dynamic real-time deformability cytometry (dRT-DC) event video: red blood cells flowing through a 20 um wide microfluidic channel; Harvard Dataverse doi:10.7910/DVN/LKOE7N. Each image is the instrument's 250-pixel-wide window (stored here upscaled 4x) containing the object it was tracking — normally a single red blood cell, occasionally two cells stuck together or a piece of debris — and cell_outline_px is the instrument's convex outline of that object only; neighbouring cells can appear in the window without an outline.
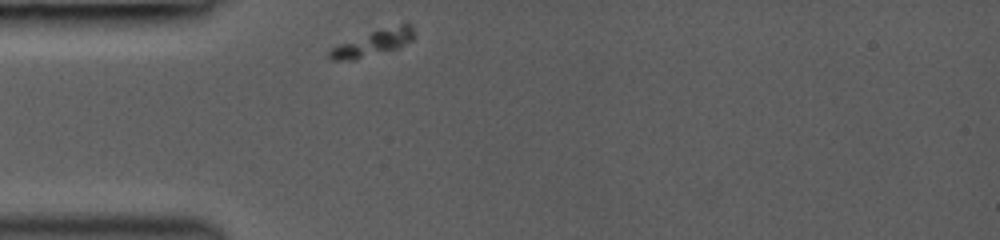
{"species": "common noctule bat (a hibernating species)", "species_latin": "Nyctalus noctula", "temperature_condition": "room temperature", "stored_images_in_passage": 53, "camera_frame_rate_fps": 3000, "um_per_image_px": 0.085, "animal": {"sex": "female", "body_mass_g": 19.0, "forearm_length_mm": 53.3}, "frame": {"image": 1, "passage_image": 1, "time_ms": 0.0, "image_size_px": [1000, 240], "cell_outline_px": [[412, 40], [396, 48], [352, 60], [332, 60], [328, 56], [328, 52], [332, 48], [340, 44], [372, 32], [400, 24], [412, 24]], "centroid_in_image_um": [31.69, 3.66], "position_along_channel_um": 53.3, "area_um2": 11.96}}
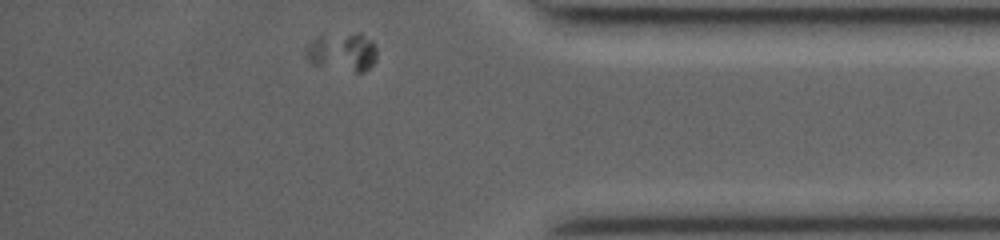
{"frame": {"image": 2, "passage_image": 51, "time_ms": 9.333, "image_size_px": [1000, 240], "cell_outline_px": [[376, 60], [364, 72], [356, 72], [312, 64], [304, 56], [304, 48], [312, 40], [320, 36], [356, 32], [360, 32], [372, 40], [376, 44]], "centroid_in_image_um": [29.1, 4.4], "position_along_channel_um": 406.1, "area_um2": 16.13}}